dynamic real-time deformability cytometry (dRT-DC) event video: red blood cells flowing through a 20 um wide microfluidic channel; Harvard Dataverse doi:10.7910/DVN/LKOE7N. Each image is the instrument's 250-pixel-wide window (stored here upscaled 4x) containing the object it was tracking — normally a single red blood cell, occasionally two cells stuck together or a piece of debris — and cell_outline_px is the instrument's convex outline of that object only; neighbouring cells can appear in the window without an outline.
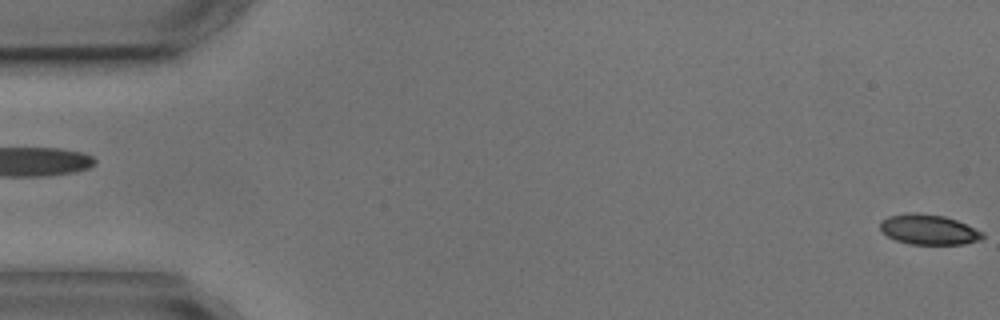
{"species": "common noctule bat (a hibernating species)", "species_latin": "Nyctalus noctula", "temperature_condition": "cold", "stored_images_in_passage": 4, "segment_of_instrument_passage": [2, 2], "camera_frame_rate_fps": 3000, "um_per_image_px": 0.085, "animal": {"sex": "male", "body_mass_g": 17.9, "forearm_length_mm": 54.2}, "frame": {"image": 1, "passage_image": 4, "time_ms": 4.333, "image_size_px": [1000, 320], "cell_outline_px": [[984, 236], [980, 240], [964, 244], [908, 244], [896, 240], [888, 236], [880, 228], [880, 220], [888, 216], [912, 212], [916, 212], [944, 216], [956, 220], [984, 232]], "centroid_in_image_um": [78.94, 19.51], "position_along_channel_um": 6.1, "area_um2": 17.98}}